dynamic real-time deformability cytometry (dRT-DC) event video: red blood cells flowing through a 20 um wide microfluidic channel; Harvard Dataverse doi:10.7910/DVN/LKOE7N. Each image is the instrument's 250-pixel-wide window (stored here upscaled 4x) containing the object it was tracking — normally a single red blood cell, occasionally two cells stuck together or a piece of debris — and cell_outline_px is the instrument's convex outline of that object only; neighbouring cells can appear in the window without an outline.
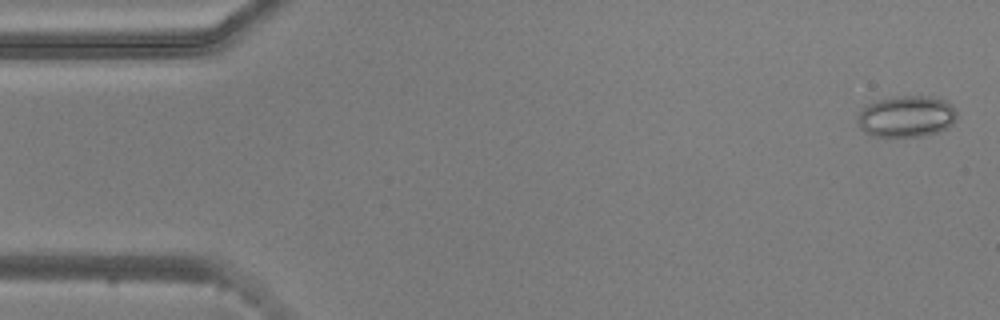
{"species": "common noctule bat (a hibernating species)", "species_latin": "Nyctalus noctula", "temperature_condition": "warm", "stored_images_in_passage": 54, "camera_frame_rate_fps": 3000, "um_per_image_px": 0.085, "animal": {"sex": "male", "body_mass_g": 20.5, "forearm_length_mm": 52.5}, "frame": {"image": 1, "passage_image": 2, "time_ms": 0.333, "image_size_px": [1000, 320], "cell_outline_px": [[956, 120], [948, 128], [940, 132], [924, 136], [872, 136], [864, 132], [856, 124], [856, 116], [868, 104], [876, 100], [900, 96], [940, 96], [952, 104], [956, 112]], "centroid_in_image_um": [77.07, 9.89], "position_along_channel_um": 7.9, "area_um2": 24.45}}
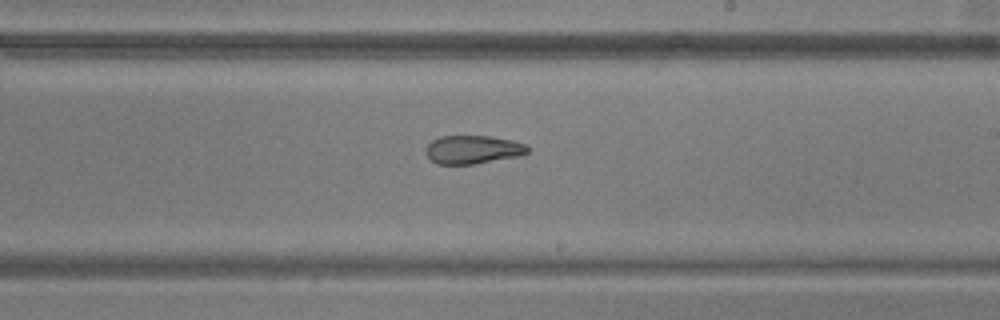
{"frame": {"image": 2, "passage_image": 31, "time_ms": 10.0, "image_size_px": [1000, 320], "cell_outline_px": [[528, 152], [520, 156], [476, 164], [436, 164], [428, 156], [428, 144], [432, 140], [440, 136], [488, 136], [512, 140], [524, 144], [528, 148]], "centroid_in_image_um": [40.22, 12.72], "position_along_channel_um": 248.8, "area_um2": 16.7}}
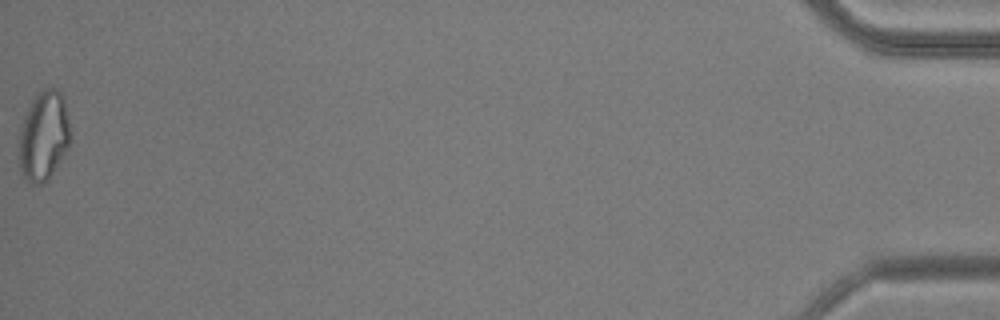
{"frame": {"image": 3, "passage_image": 54, "time_ms": 17.667, "image_size_px": [1000, 320], "cell_outline_px": [[68, 148], [48, 180], [40, 184], [32, 184], [24, 176], [20, 168], [16, 148], [20, 128], [24, 116], [32, 100], [44, 88], [56, 88], [60, 92], [64, 100], [68, 120]], "centroid_in_image_um": [3.66, 11.58], "position_along_channel_um": 431.5, "area_um2": 26.7}, "authors_computed_cell_mechanics": {"area_um2": 20.4323, "velocity_mm_per_s": 3.7711, "shape_relaxation_time_tau1_ms": null, "shape_relaxation_time_tau2_ms": 2.8422, "deformation_change_tau1": null, "deformation_change_tau2": 0.1064}}